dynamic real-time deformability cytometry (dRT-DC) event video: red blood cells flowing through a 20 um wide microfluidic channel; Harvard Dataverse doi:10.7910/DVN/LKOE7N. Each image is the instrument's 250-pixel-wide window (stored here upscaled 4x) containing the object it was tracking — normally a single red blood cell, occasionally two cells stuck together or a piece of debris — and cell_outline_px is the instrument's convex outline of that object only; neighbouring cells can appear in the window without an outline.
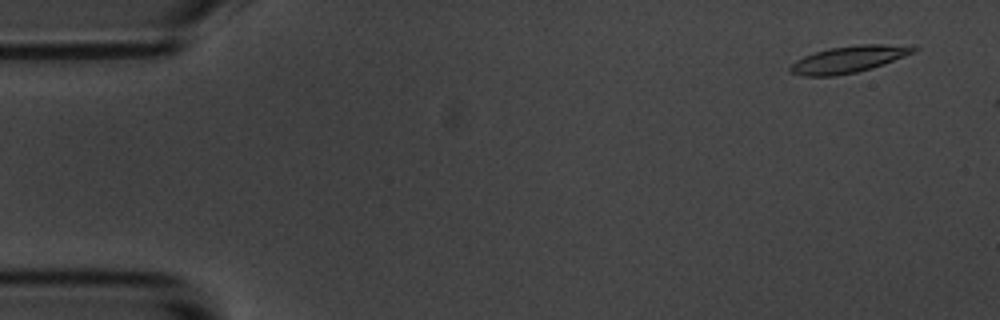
{"species": "common noctule bat (a hibernating species)", "species_latin": "Nyctalus noctula", "temperature_condition": "room temperature", "stored_images_in_passage": 17, "camera_frame_rate_fps": 3000, "um_per_image_px": 0.085, "animal": {"sex": "male", "body_mass_g": 20.1, "forearm_length_mm": 53.5}, "frame": {"image": 1, "passage_image": 3, "time_ms": 0.667, "image_size_px": [1000, 320], "cell_outline_px": [[920, 48], [916, 52], [872, 68], [856, 72], [836, 76], [800, 76], [788, 72], [788, 68], [796, 60], [804, 56], [828, 48], [856, 44], [884, 44]], "centroid_in_image_um": [72.08, 5.05], "position_along_channel_um": 12.9, "area_um2": 19.25}}